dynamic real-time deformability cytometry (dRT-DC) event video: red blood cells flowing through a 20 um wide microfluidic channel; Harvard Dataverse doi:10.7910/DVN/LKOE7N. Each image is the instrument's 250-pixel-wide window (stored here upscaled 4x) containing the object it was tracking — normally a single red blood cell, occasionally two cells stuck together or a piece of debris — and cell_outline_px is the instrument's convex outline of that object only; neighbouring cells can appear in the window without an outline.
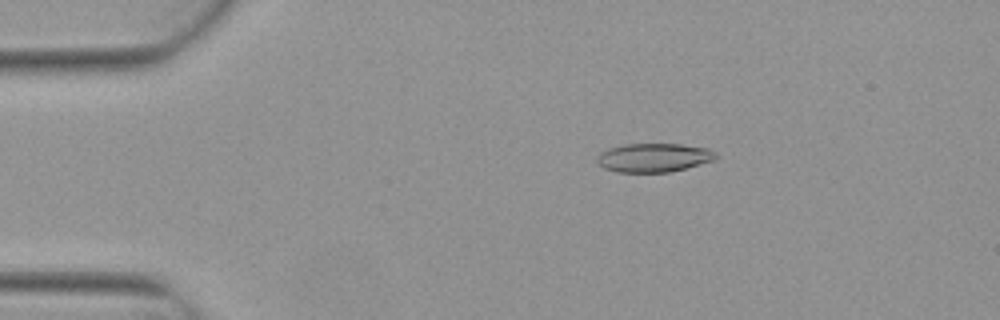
{"species": "Egyptian fruit bat (a non-hibernating species)", "species_latin": "Rousettus aegyptiacus", "temperature_condition": "warm", "stored_images_in_passage": 5, "camera_frame_rate_fps": 3000, "um_per_image_px": 0.085, "animal": {"sex": "female"}, "frame": {"image": 1, "passage_image": 3, "time_ms": 0.667, "image_size_px": [1000, 320], "cell_outline_px": [[720, 156], [716, 160], [668, 172], [616, 172], [604, 168], [596, 160], [596, 156], [600, 152], [608, 148], [628, 144], [680, 144], [708, 148], [716, 152]], "centroid_in_image_um": [55.59, 13.39], "position_along_channel_um": 29.4, "area_um2": 20.0}}
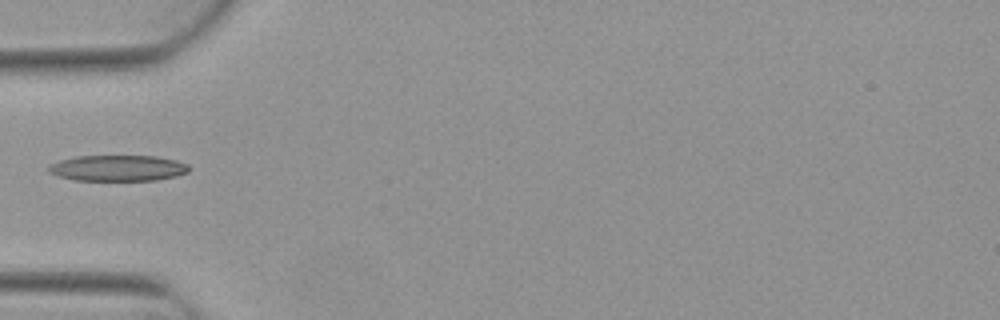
{"frame": {"image": 2, "passage_image": 4, "time_ms": 1.0, "image_size_px": [1000, 320], "cell_outline_px": [[188, 172], [176, 176], [156, 180], [76, 180], [60, 176], [48, 172], [48, 168], [52, 164], [60, 160], [76, 156], [156, 156], [176, 160], [188, 164]], "centroid_in_image_um": [10.04, 14.28], "position_along_channel_um": 75.0, "area_um2": 21.04}}